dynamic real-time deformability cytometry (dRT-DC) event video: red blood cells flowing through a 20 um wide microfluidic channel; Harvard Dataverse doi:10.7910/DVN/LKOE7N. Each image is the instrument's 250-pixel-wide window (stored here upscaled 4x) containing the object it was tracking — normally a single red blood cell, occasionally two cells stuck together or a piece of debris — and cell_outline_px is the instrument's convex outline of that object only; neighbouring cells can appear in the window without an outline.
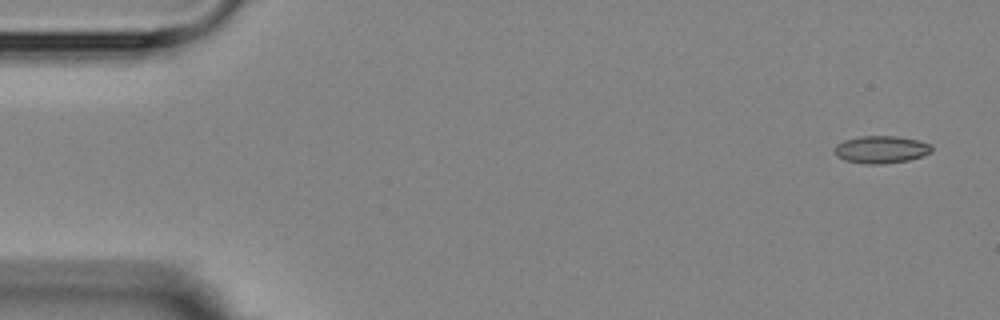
{"species": "Egyptian fruit bat (a non-hibernating species)", "species_latin": "Rousettus aegyptiacus", "temperature_condition": "room temperature", "stored_images_in_passage": 4, "camera_frame_rate_fps": 3000, "um_per_image_px": 0.085, "animal": {"sex": "female"}, "frame": {"image": 1, "passage_image": 1, "time_ms": 0.0, "image_size_px": [1000, 320], "cell_outline_px": [[932, 152], [908, 160], [880, 164], [864, 164], [844, 160], [836, 152], [836, 144], [844, 140], [860, 136], [896, 136], [916, 140], [932, 144]], "centroid_in_image_um": [74.91, 12.7], "position_along_channel_um": 10.1, "area_um2": 15.32}}